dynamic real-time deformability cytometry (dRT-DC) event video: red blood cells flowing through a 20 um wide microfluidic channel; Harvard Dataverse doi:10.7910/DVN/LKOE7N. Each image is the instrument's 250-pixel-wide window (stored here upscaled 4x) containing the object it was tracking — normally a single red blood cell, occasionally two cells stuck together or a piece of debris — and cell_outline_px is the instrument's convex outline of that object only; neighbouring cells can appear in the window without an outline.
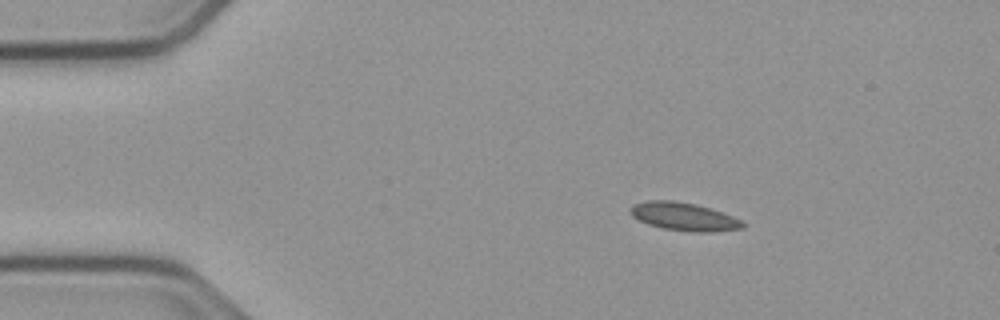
{"species": "common noctule bat (a hibernating species)", "species_latin": "Nyctalus noctula", "temperature_condition": "cold", "stored_images_in_passage": 47, "camera_frame_rate_fps": 3000, "um_per_image_px": 0.085, "animal": {"sex": "male", "body_mass_g": 23.1, "forearm_length_mm": 52.7}, "frame": {"image": 1, "passage_image": 1, "time_ms": 0.0, "image_size_px": [1000, 320], "cell_outline_px": [[744, 228], [712, 232], [696, 232], [664, 228], [648, 224], [632, 216], [632, 208], [636, 204], [648, 200], [672, 200], [696, 204], [732, 216], [740, 220], [744, 224]], "centroid_in_image_um": [58.16, 18.41], "position_along_channel_um": 26.8, "area_um2": 17.92}}
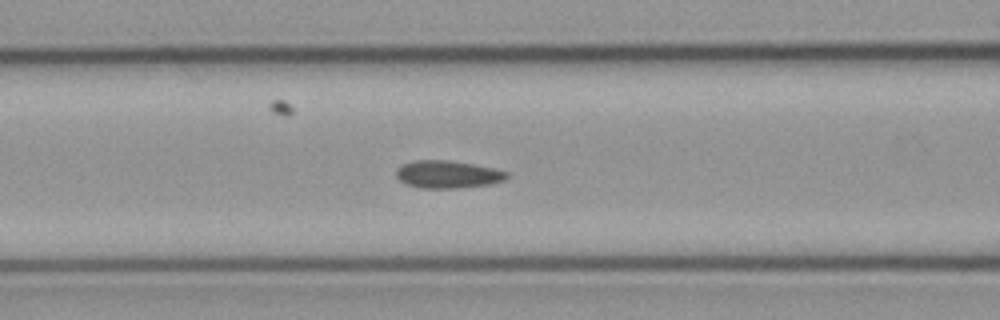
{"frame": {"image": 2, "passage_image": 14, "time_ms": 4.333, "image_size_px": [1000, 320], "cell_outline_px": [[508, 176], [504, 180], [492, 184], [456, 188], [420, 188], [408, 184], [400, 180], [396, 176], [396, 168], [400, 164], [412, 160], [448, 160], [496, 168], [508, 172]], "centroid_in_image_um": [38.04, 14.81], "position_along_channel_um": 128.6, "area_um2": 17.92}}
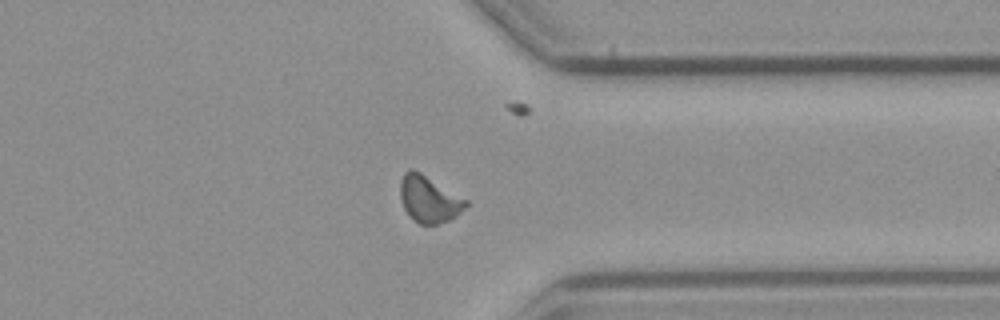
{"frame": {"image": 3, "passage_image": 34, "time_ms": 11.0, "image_size_px": [1000, 320], "cell_outline_px": [[468, 204], [456, 216], [448, 220], [436, 224], [420, 224], [412, 220], [404, 208], [400, 196], [400, 180], [404, 172], [408, 168], [412, 168], [420, 172], [468, 200]], "centroid_in_image_um": [36.44, 16.91], "position_along_channel_um": 375.0, "area_um2": 17.8}, "authors_computed_cell_mechanics": {"area_um2": 17.1088, "velocity_mm_per_s": 3.7617, "shape_relaxation_time_tau1_ms": 3.6572, "shape_relaxation_time_tau2_ms": 2.3055, "deformation_change_tau1": 0.0863, "deformation_change_tau2": 0.0737}}